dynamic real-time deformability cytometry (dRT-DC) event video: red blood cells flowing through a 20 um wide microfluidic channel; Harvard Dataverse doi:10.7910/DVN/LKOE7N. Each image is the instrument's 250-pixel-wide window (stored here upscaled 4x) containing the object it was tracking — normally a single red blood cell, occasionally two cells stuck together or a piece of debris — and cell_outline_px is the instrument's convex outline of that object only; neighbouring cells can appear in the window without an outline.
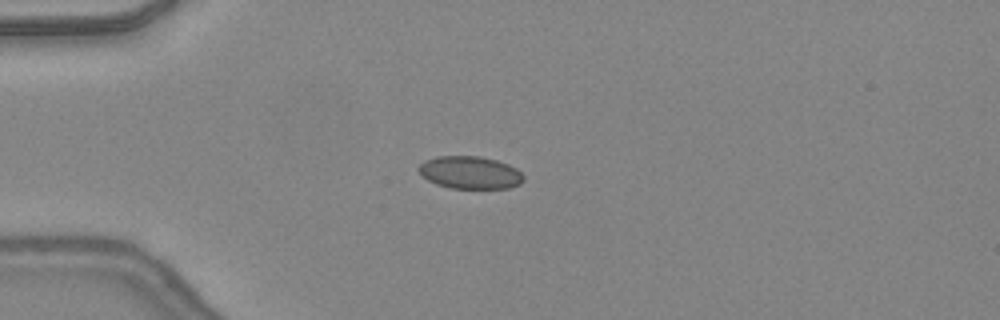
{"species": "common noctule bat (a hibernating species)", "species_latin": "Nyctalus noctula", "temperature_condition": "warm", "stored_images_in_passage": 35, "camera_frame_rate_fps": 3000, "um_per_image_px": 0.085, "animal": {"sex": "female", "body_mass_g": 24.6, "forearm_length_mm": 56.2}, "frame": {"image": 1, "passage_image": 1, "time_ms": 0.0, "image_size_px": [1000, 320], "cell_outline_px": [[524, 180], [520, 184], [508, 188], [452, 188], [436, 184], [428, 180], [416, 168], [424, 160], [436, 156], [480, 156], [496, 160], [508, 164], [516, 168], [524, 176]], "centroid_in_image_um": [39.95, 14.66], "position_along_channel_um": 45.0, "area_um2": 19.94}}
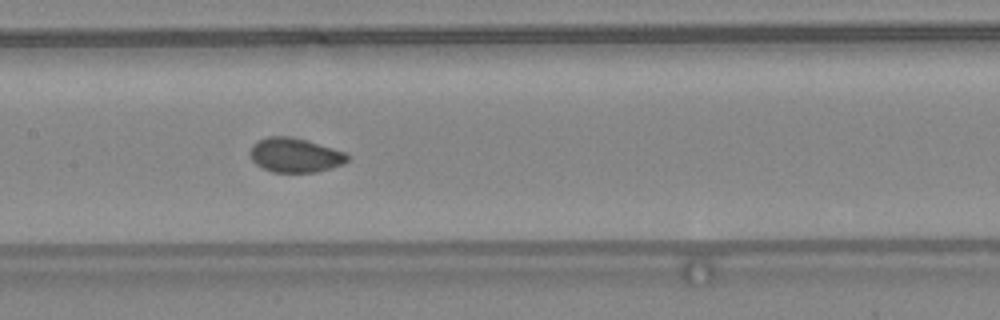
{"frame": {"image": 2, "passage_image": 12, "time_ms": 3.667, "image_size_px": [1000, 320], "cell_outline_px": [[348, 160], [344, 164], [316, 172], [272, 172], [256, 164], [252, 160], [248, 152], [252, 144], [256, 140], [268, 136], [288, 136], [304, 140], [332, 148], [344, 152], [348, 156]], "centroid_in_image_um": [25.02, 13.19], "position_along_channel_um": 182.4, "area_um2": 19.42}}
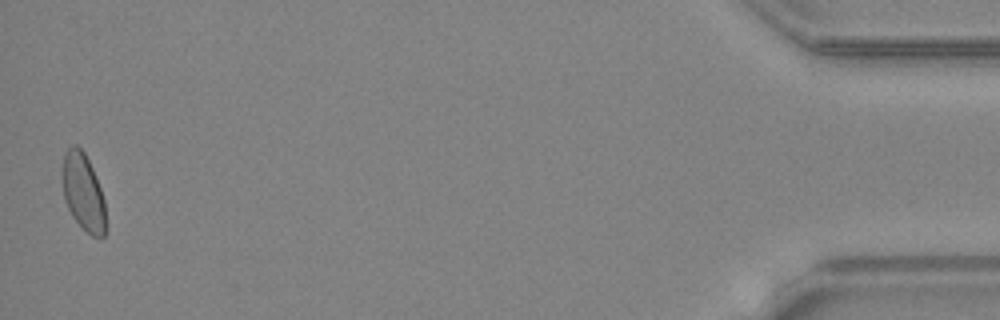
{"frame": {"image": 3, "passage_image": 35, "time_ms": 11.333, "image_size_px": [1000, 320], "cell_outline_px": [[104, 236], [100, 240], [92, 236], [72, 216], [64, 200], [60, 176], [64, 152], [72, 144], [76, 144], [84, 152], [96, 176], [104, 200]], "centroid_in_image_um": [7.02, 16.28], "position_along_channel_um": 428.2, "area_um2": 19.65}, "authors_computed_cell_mechanics": {"area_um2": 19.5364, "velocity_mm_per_s": 4.3948, "shape_relaxation_time_tau1_ms": 3.9268, "shape_relaxation_time_tau2_ms": null, "deformation_change_tau1": 0.0751, "deformation_change_tau2": null}}